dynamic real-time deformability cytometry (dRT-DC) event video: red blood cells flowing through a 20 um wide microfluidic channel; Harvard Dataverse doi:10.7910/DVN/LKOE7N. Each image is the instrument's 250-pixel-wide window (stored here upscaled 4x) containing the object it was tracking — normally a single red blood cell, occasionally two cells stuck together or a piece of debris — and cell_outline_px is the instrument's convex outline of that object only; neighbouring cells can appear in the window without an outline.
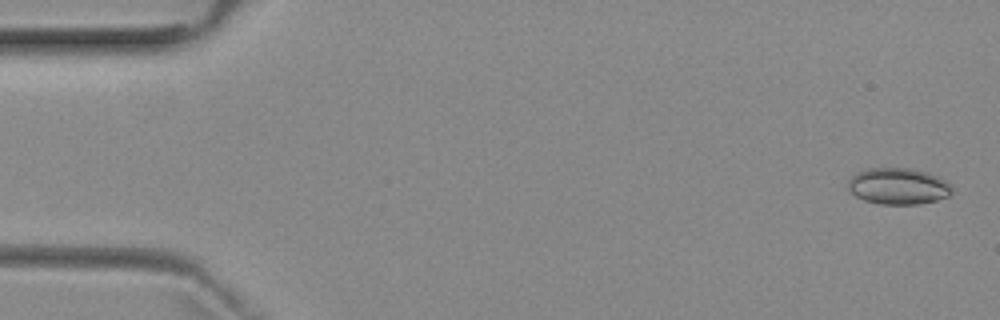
{"species": "common noctule bat (a hibernating species)", "species_latin": "Nyctalus noctula", "temperature_condition": "room temperature", "stored_images_in_passage": 5, "camera_frame_rate_fps": 3000, "um_per_image_px": 0.085, "animal": {"sex": "female", "body_mass_g": 29.2, "forearm_length_mm": 56.3}, "frame": {"image": 1, "passage_image": 1, "time_ms": 0.0, "image_size_px": [1000, 320], "cell_outline_px": [[952, 192], [948, 196], [936, 200], [920, 204], [880, 204], [864, 200], [856, 196], [848, 188], [848, 180], [856, 172], [868, 168], [912, 168], [928, 172], [952, 184]], "centroid_in_image_um": [76.35, 15.82], "position_along_channel_um": 8.6, "area_um2": 22.14}}
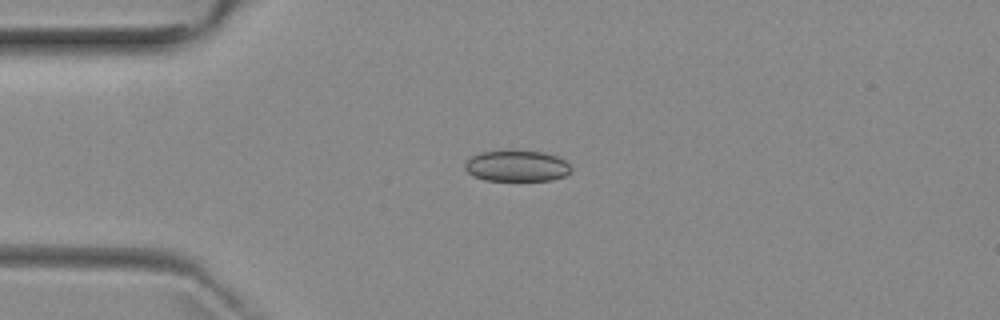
{"frame": {"image": 2, "passage_image": 4, "time_ms": 3.667, "image_size_px": [1000, 320], "cell_outline_px": [[572, 168], [564, 176], [552, 180], [484, 180], [472, 176], [464, 168], [464, 164], [472, 156], [480, 152], [544, 152], [556, 156], [564, 160]], "centroid_in_image_um": [43.91, 14.13], "position_along_channel_um": 41.1, "area_um2": 18.79}}